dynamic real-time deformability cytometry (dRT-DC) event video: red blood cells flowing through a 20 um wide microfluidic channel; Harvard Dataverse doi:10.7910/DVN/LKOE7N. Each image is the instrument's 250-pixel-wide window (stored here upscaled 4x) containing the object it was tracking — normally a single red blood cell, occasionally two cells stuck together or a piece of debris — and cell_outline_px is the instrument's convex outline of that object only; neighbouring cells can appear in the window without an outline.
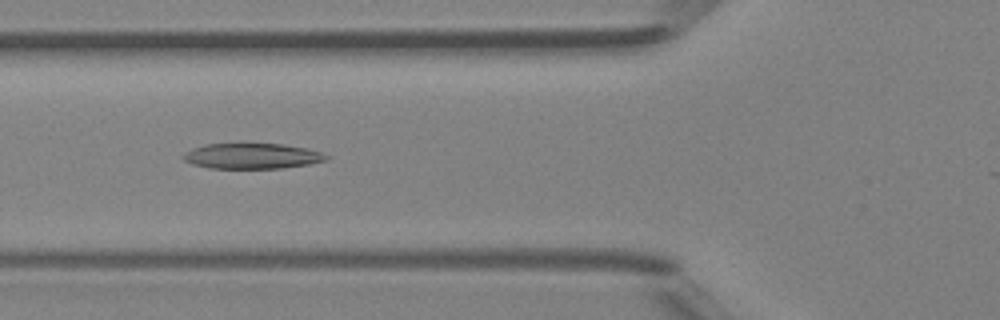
{"species": "Egyptian fruit bat (a non-hibernating species)", "species_latin": "Rousettus aegyptiacus", "temperature_condition": "room temperature", "stored_images_in_passage": 34, "camera_frame_rate_fps": 3000, "um_per_image_px": 0.085, "animal": {"sex": "female"}, "frame": {"image": 1, "passage_image": 6, "time_ms": 1.667, "image_size_px": [1000, 320], "cell_outline_px": [[332, 156], [328, 160], [308, 164], [280, 168], [208, 168], [192, 164], [184, 160], [184, 152], [192, 148], [204, 144], [284, 144], [308, 148]], "centroid_in_image_um": [21.45, 13.26], "position_along_channel_um": 104.3, "area_um2": 21.27}, "authors_computed_cell_mechanics": {"area_um2": 21.1837, "velocity_mm_per_s": 4.2253, "shape_relaxation_time_tau1_ms": null, "shape_relaxation_time_tau2_ms": 2.9862, "deformation_change_tau1": null, "deformation_change_tau2": 0.1362}}